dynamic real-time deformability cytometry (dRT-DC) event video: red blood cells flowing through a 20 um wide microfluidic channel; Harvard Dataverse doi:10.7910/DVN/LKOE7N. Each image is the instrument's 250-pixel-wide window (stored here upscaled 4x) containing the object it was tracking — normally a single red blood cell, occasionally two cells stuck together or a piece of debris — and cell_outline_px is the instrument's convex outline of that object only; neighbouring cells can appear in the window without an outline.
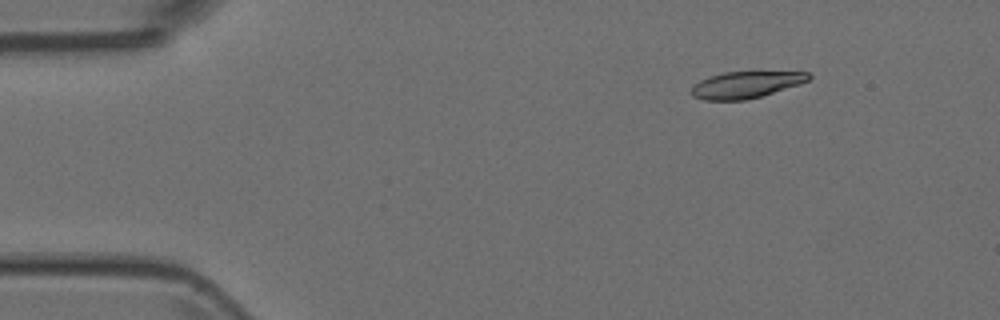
{"species": "Egyptian fruit bat (a non-hibernating species)", "species_latin": "Rousettus aegyptiacus", "temperature_condition": "room temperature", "stored_images_in_passage": 4, "camera_frame_rate_fps": 3000, "um_per_image_px": 0.085, "animal": {"sex": "female"}, "frame": {"image": 1, "passage_image": 1, "time_ms": 0.0, "image_size_px": [1000, 320], "cell_outline_px": [[812, 76], [808, 80], [800, 84], [760, 96], [744, 100], [704, 100], [692, 96], [688, 92], [700, 80], [708, 76], [724, 72], [808, 72]], "centroid_in_image_um": [63.36, 7.2], "position_along_channel_um": 21.6, "area_um2": 18.09}}
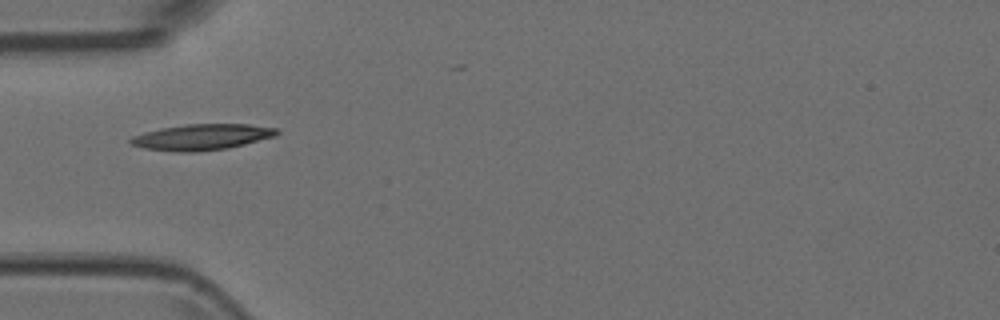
{"frame": {"image": 2, "passage_image": 4, "time_ms": 1.0, "image_size_px": [1000, 320], "cell_outline_px": [[280, 132], [276, 136], [228, 148], [196, 152], [176, 152], [144, 148], [132, 144], [128, 140], [132, 136], [144, 132], [160, 128], [184, 124], [248, 124], [276, 128]], "centroid_in_image_um": [17.15, 11.64], "position_along_channel_um": 67.9, "area_um2": 22.14}}